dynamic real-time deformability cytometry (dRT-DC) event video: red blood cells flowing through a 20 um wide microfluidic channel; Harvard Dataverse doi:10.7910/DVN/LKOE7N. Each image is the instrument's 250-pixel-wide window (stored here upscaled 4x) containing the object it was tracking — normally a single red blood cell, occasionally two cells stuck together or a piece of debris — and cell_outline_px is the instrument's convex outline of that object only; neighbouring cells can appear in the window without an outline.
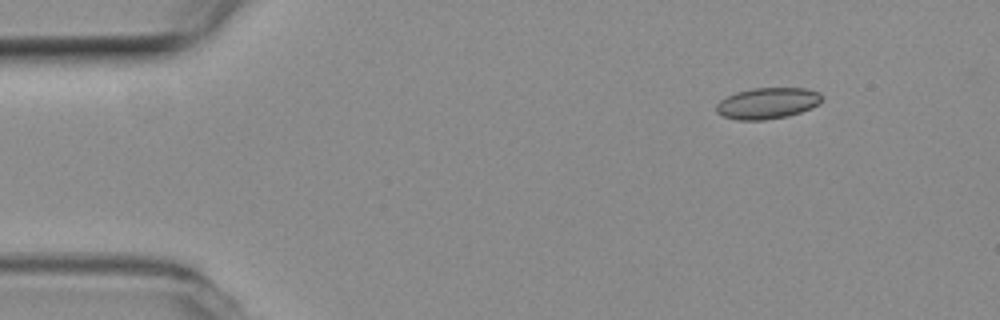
{"species": "common noctule bat (a hibernating species)", "species_latin": "Nyctalus noctula", "temperature_condition": "room temperature", "stored_images_in_passage": 5, "camera_frame_rate_fps": 3000, "um_per_image_px": 0.085, "animal": {"sex": "female", "body_mass_g": 19.3, "forearm_length_mm": 54.1}, "frame": {"image": 1, "passage_image": 1, "time_ms": 0.0, "image_size_px": [1000, 320], "cell_outline_px": [[824, 96], [820, 104], [800, 112], [788, 116], [764, 120], [736, 120], [724, 116], [716, 112], [716, 104], [720, 100], [736, 92], [752, 88], [804, 88], [820, 92]], "centroid_in_image_um": [65.25, 8.77], "position_along_channel_um": 19.7, "area_um2": 19.31}}
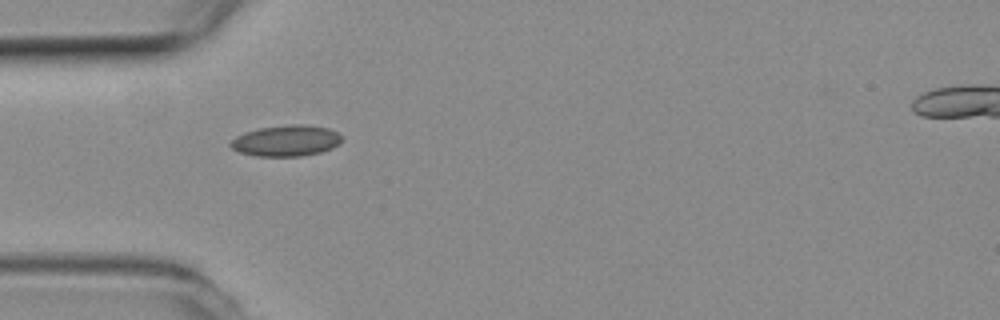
{"frame": {"image": 2, "passage_image": 4, "time_ms": 1.0, "image_size_px": [1000, 320], "cell_outline_px": [[340, 144], [332, 148], [320, 152], [300, 156], [256, 156], [240, 152], [232, 148], [228, 144], [236, 136], [244, 132], [260, 128], [292, 124], [304, 124], [328, 128], [336, 132], [340, 136]], "centroid_in_image_um": [24.3, 11.96], "position_along_channel_um": 60.7, "area_um2": 20.0}}
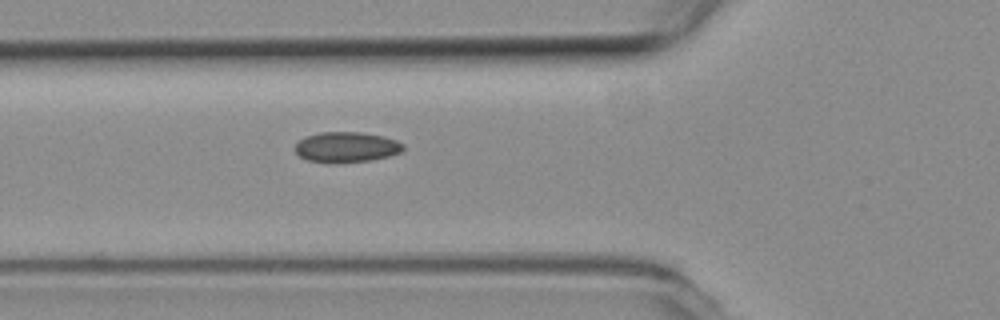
{"frame": {"image": 3, "passage_image": 5, "time_ms": 1.333, "image_size_px": [1000, 320], "cell_outline_px": [[404, 148], [400, 152], [388, 156], [368, 160], [308, 160], [300, 156], [296, 152], [296, 144], [304, 136], [320, 132], [364, 132], [384, 136], [396, 140], [404, 144]], "centroid_in_image_um": [29.48, 12.44], "position_along_channel_um": 96.3, "area_um2": 18.38}}